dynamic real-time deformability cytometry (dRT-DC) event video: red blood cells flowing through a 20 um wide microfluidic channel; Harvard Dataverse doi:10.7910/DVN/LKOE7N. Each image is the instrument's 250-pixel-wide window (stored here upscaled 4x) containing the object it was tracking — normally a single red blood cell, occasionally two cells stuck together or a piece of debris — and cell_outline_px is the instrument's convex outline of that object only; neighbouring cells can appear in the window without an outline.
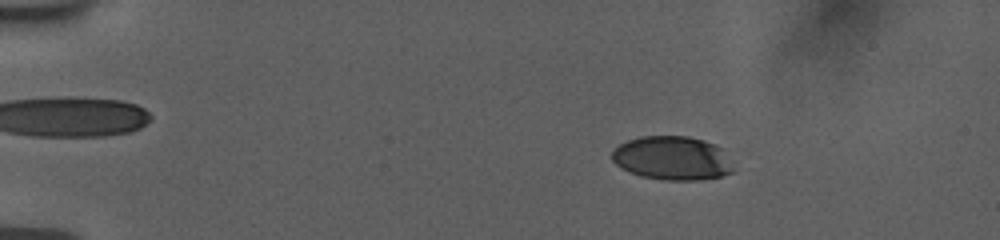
{"species": "human", "species_latin": "Homo sapiens", "temperature_condition": "room temperature", "stored_images_in_passage": 28, "camera_frame_rate_fps": 3000, "um_per_image_px": 0.085, "donor": {"sex": "female"}, "frame": {"image": 1, "passage_image": 7, "time_ms": 2.333, "image_size_px": [1000, 240], "cell_outline_px": [[732, 172], [720, 176], [700, 180], [664, 180], [640, 176], [620, 168], [612, 160], [612, 148], [628, 140], [640, 136], [688, 136], [704, 140], [716, 144], [724, 148], [732, 168]], "centroid_in_image_um": [57.12, 13.43], "position_along_channel_um": 27.9, "area_um2": 31.21}}
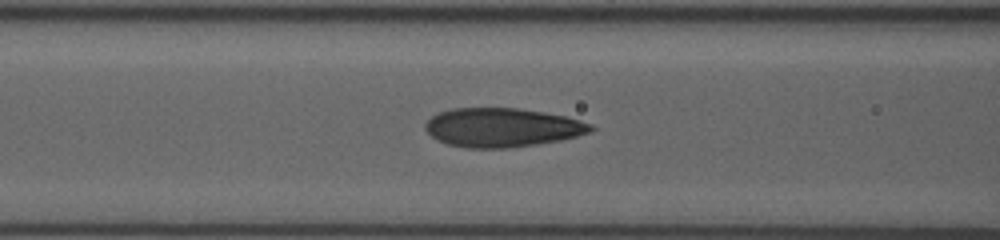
{"frame": {"image": 2, "passage_image": 19, "time_ms": 7.333, "image_size_px": [1000, 240], "cell_outline_px": [[596, 128], [588, 132], [576, 136], [560, 140], [536, 144], [508, 148], [468, 148], [448, 144], [432, 136], [424, 128], [424, 124], [432, 116], [440, 112], [452, 108], [516, 108], [544, 112], [564, 116], [580, 120], [592, 124]], "centroid_in_image_um": [42.68, 10.83], "position_along_channel_um": 123.9, "area_um2": 37.34}}
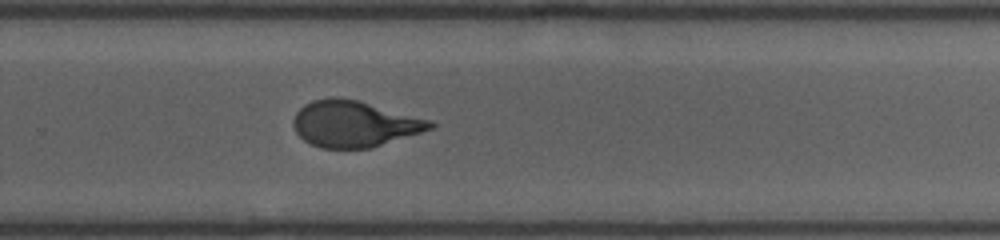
{"frame": {"image": 3, "passage_image": 28, "time_ms": 12.0, "image_size_px": [1000, 240], "cell_outline_px": [[436, 124], [432, 128], [372, 148], [320, 148], [304, 140], [296, 132], [292, 124], [292, 120], [296, 112], [304, 104], [312, 100], [328, 96], [340, 96], [360, 100], [432, 120]], "centroid_in_image_um": [30.09, 10.5], "position_along_channel_um": 299.7, "area_um2": 37.22}}